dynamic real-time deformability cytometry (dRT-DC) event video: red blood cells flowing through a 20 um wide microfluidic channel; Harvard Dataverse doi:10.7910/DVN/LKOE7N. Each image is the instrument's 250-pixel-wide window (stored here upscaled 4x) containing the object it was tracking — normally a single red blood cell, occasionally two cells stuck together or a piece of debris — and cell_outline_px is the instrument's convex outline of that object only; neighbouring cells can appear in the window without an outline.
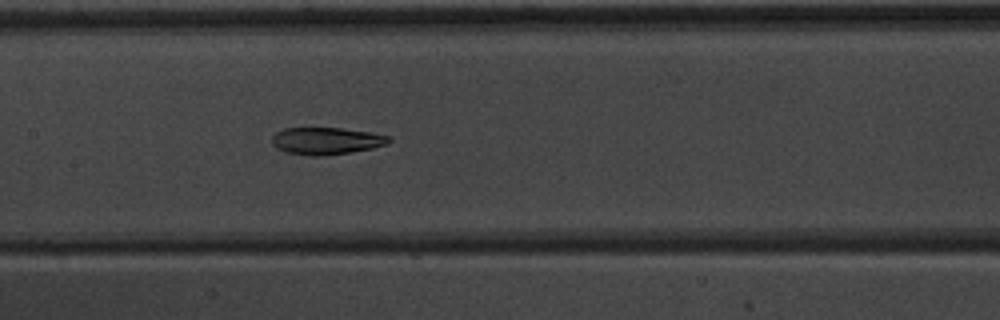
{"species": "common noctule bat (a hibernating species)", "species_latin": "Nyctalus noctula", "temperature_condition": "warm", "stored_images_in_passage": 44, "camera_frame_rate_fps": 3000, "um_per_image_px": 0.085, "animal": {"sex": "male", "body_mass_g": 20.1, "forearm_length_mm": 53.5}, "frame": {"image": 1, "passage_image": 25, "time_ms": 8.0, "image_size_px": [1000, 320], "cell_outline_px": [[392, 140], [388, 144], [372, 148], [352, 152], [324, 156], [312, 156], [284, 152], [276, 148], [272, 144], [272, 136], [276, 132], [284, 128], [340, 128], [368, 132], [388, 136]], "centroid_in_image_um": [27.7, 11.98], "position_along_channel_um": 179.7, "area_um2": 18.55}}
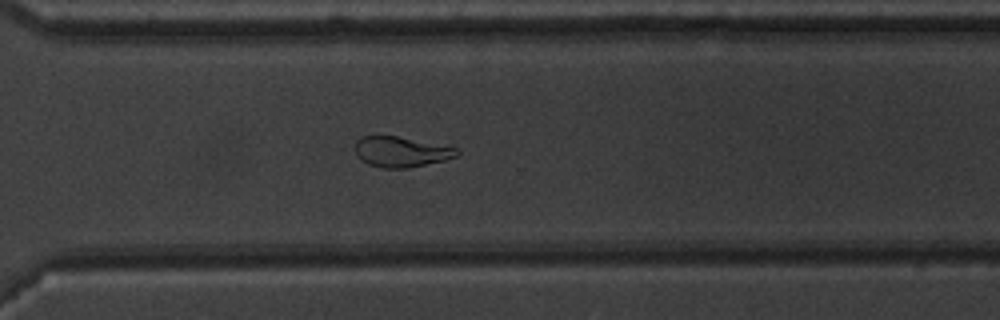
{"frame": {"image": 2, "passage_image": 37, "time_ms": 12.0, "image_size_px": [1000, 320], "cell_outline_px": [[460, 152], [456, 156], [444, 160], [408, 168], [380, 168], [368, 164], [360, 160], [356, 156], [356, 140], [360, 136], [396, 136], [452, 144]], "centroid_in_image_um": [34.14, 12.88], "position_along_channel_um": 336.5, "area_um2": 18.55}}
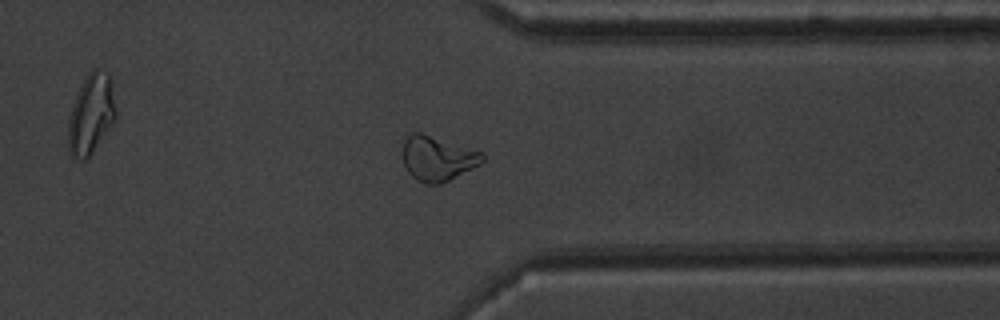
{"frame": {"image": 3, "passage_image": 40, "time_ms": 13.0, "image_size_px": [1000, 320], "cell_outline_px": [[484, 160], [480, 164], [440, 184], [424, 184], [416, 180], [408, 172], [400, 156], [404, 140], [412, 132], [420, 132], [484, 152]], "centroid_in_image_um": [37.15, 13.46], "position_along_channel_um": 374.3, "area_um2": 20.98}}